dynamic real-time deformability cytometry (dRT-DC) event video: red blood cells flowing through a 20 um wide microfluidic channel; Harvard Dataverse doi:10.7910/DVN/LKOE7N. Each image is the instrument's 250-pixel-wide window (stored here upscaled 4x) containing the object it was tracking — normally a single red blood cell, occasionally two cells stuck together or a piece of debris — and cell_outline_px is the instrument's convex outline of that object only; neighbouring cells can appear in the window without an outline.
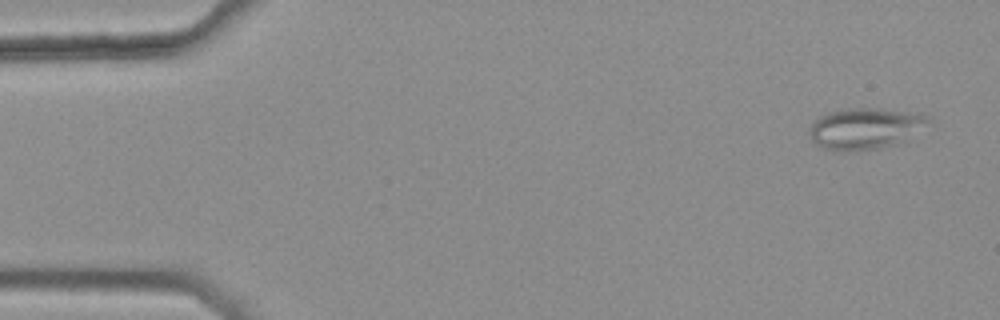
{"species": "common noctule bat (a hibernating species)", "species_latin": "Nyctalus noctula", "temperature_condition": "warm", "stored_images_in_passage": 5, "camera_frame_rate_fps": 3000, "um_per_image_px": 0.085, "animal": {"sex": "female", "body_mass_g": 25.1}, "frame": {"image": 1, "passage_image": 1, "time_ms": 0.0, "image_size_px": [1000, 320], "cell_outline_px": [[932, 120], [904, 140], [896, 144], [880, 148], [848, 152], [844, 152], [824, 148], [816, 144], [808, 136], [808, 128], [820, 116], [828, 112], [848, 108], [880, 108], [920, 112], [932, 116]], "centroid_in_image_um": [73.54, 10.9], "position_along_channel_um": 11.5, "area_um2": 28.96}}